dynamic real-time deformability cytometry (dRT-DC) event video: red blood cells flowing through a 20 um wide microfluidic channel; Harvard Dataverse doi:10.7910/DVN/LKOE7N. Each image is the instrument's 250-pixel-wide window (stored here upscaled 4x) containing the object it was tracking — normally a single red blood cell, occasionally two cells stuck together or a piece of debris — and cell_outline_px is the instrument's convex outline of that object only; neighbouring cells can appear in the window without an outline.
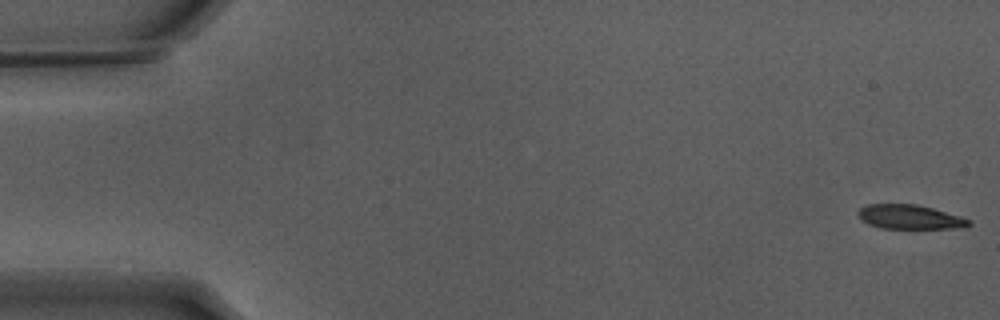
{"species": "Egyptian fruit bat (a non-hibernating species)", "species_latin": "Rousettus aegyptiacus", "temperature_condition": "warm", "stored_images_in_passage": 51, "camera_frame_rate_fps": 3000, "um_per_image_px": 0.085, "animal": {"sex": "male"}, "frame": {"image": 1, "passage_image": 1, "time_ms": 0.0, "image_size_px": [1000, 320], "cell_outline_px": [[972, 224], [964, 228], [880, 228], [868, 224], [860, 220], [856, 212], [860, 208], [868, 204], [916, 204], [932, 208], [960, 216], [972, 220]], "centroid_in_image_um": [77.32, 18.44], "position_along_channel_um": 7.7, "area_um2": 15.78}}
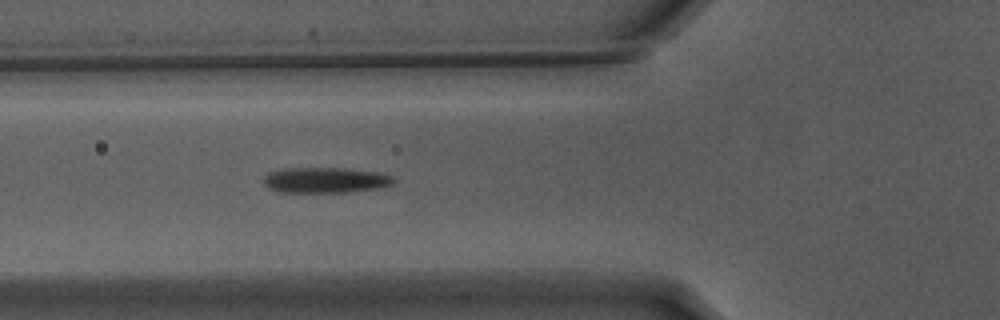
{"frame": {"image": 2, "passage_image": 20, "time_ms": 6.333, "image_size_px": [1000, 320], "cell_outline_px": [[396, 180], [392, 184], [384, 188], [348, 192], [280, 192], [268, 188], [264, 184], [264, 176], [268, 172], [284, 168], [344, 168], [380, 172], [392, 176]], "centroid_in_image_um": [27.69, 15.31], "position_along_channel_um": 98.1, "area_um2": 19.65}}
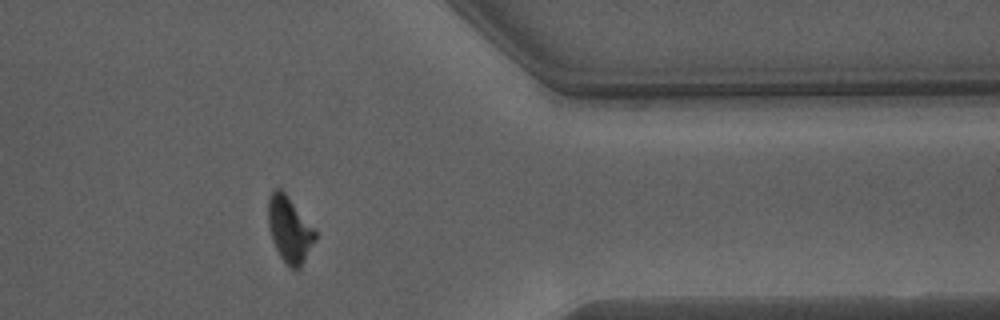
{"frame": {"image": 3, "passage_image": 44, "time_ms": 14.333, "image_size_px": [1000, 320], "cell_outline_px": [[316, 240], [300, 268], [288, 268], [284, 264], [272, 240], [268, 224], [268, 200], [272, 192], [276, 188], [280, 188], [288, 196], [316, 228]], "centroid_in_image_um": [24.63, 19.52], "position_along_channel_um": 386.8, "area_um2": 18.26}, "authors_computed_cell_mechanics": {"area_um2": 18.3226, "velocity_mm_per_s": 3.8327, "shape_relaxation_time_tau1_ms": 3.2692, "shape_relaxation_time_tau2_ms": 4.3752, "deformation_change_tau1": 0.138, "deformation_change_tau2": 0.1221}}